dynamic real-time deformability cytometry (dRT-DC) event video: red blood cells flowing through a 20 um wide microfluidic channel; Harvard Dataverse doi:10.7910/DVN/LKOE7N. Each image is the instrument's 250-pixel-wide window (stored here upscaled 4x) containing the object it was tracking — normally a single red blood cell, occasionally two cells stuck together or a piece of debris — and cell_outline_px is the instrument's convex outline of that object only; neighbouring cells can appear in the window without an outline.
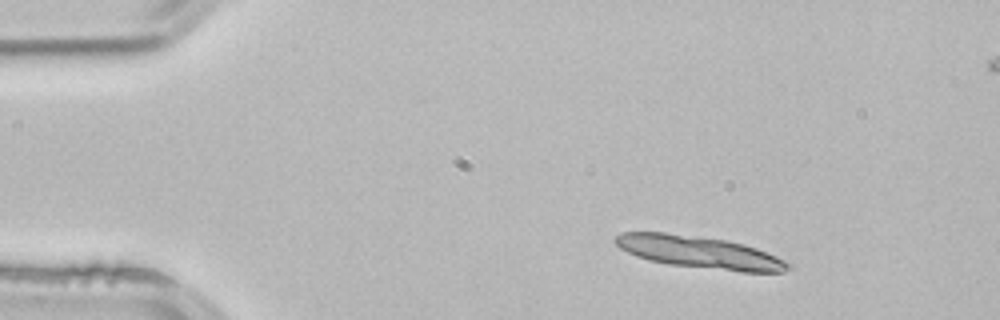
{"species": "common noctule bat (a hibernating species)", "species_latin": "Nyctalus noctula", "temperature_condition": "room temperature", "stored_images_in_passage": 2, "camera_frame_rate_fps": 3000, "um_per_image_px": 0.085, "animal": {"sex": "male", "body_mass_g": 21.5, "forearm_length_mm": 52.0}, "frame": {"image": 1, "passage_image": 2, "time_ms": 0.333, "image_size_px": [1000, 320], "cell_outline_px": [[792, 268], [784, 272], [744, 272], [668, 264], [648, 260], [636, 256], [620, 248], [612, 240], [616, 236], [624, 232], [664, 232], [724, 240], [744, 244], [756, 248], [776, 256], [792, 264]], "centroid_in_image_um": [59.46, 21.45], "position_along_channel_um": 25.5, "area_um2": 32.31}}